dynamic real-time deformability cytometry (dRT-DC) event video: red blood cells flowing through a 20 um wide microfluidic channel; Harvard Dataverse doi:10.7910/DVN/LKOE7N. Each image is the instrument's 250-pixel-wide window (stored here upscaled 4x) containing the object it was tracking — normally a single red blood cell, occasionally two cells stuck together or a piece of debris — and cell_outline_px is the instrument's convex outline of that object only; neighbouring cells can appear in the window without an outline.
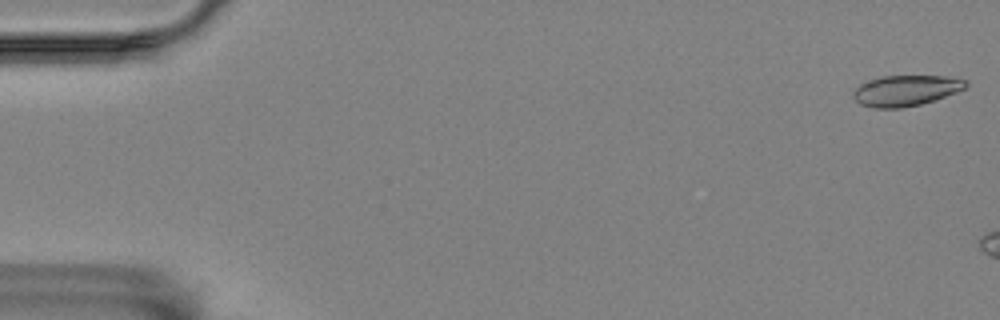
{"species": "Egyptian fruit bat (a non-hibernating species)", "species_latin": "Rousettus aegyptiacus", "temperature_condition": "room temperature", "stored_images_in_passage": 5, "camera_frame_rate_fps": 3000, "um_per_image_px": 0.085, "animal": {"sex": "female"}, "frame": {"image": 1, "passage_image": 1, "time_ms": 0.0, "image_size_px": [1000, 320], "cell_outline_px": [[968, 84], [964, 88], [956, 92], [936, 100], [920, 104], [900, 108], [872, 108], [860, 104], [852, 96], [852, 92], [860, 84], [880, 76], [948, 76], [968, 80]], "centroid_in_image_um": [76.99, 7.7], "position_along_channel_um": 8.0, "area_um2": 20.23}}